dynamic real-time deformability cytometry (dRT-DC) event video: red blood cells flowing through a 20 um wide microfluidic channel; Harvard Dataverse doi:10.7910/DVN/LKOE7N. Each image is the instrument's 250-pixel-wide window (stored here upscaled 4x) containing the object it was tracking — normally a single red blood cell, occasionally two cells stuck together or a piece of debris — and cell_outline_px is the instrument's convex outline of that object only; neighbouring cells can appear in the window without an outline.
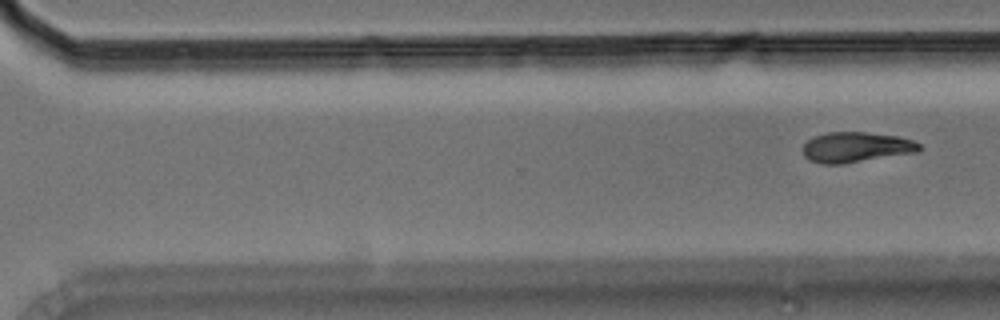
{"species": "Egyptian fruit bat (a non-hibernating species)", "species_latin": "Rousettus aegyptiacus", "temperature_condition": "room temperature", "stored_images_in_passage": 9, "segment_of_instrument_passage": [2, 2], "camera_frame_rate_fps": 3000, "um_per_image_px": 0.085, "animal": {"sex": "male"}, "frame": {"image": 1, "passage_image": 9, "time_ms": 2.667, "image_size_px": [1000, 320], "cell_outline_px": [[920, 148], [916, 152], [840, 164], [824, 164], [808, 160], [804, 156], [804, 144], [808, 140], [816, 136], [828, 132], [868, 132], [896, 136], [912, 140], [920, 144]], "centroid_in_image_um": [72.74, 12.51], "position_along_channel_um": 297.9, "area_um2": 20.23}}